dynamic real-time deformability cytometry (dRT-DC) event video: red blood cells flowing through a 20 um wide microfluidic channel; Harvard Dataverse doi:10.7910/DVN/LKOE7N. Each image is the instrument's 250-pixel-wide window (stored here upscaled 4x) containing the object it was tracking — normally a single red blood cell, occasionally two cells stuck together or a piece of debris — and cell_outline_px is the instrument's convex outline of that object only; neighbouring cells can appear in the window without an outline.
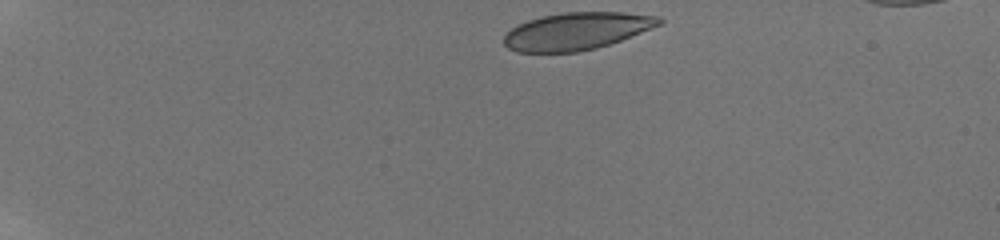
{"species": "human", "species_latin": "Homo sapiens", "temperature_condition": "room temperature", "stored_images_in_passage": 8, "camera_frame_rate_fps": 3000, "um_per_image_px": 0.085, "donor": {"sex": "male"}, "frame": {"image": 1, "passage_image": 1, "time_ms": 0.0, "image_size_px": [1000, 240], "cell_outline_px": [[664, 20], [660, 24], [620, 40], [596, 48], [576, 52], [516, 52], [508, 48], [504, 44], [504, 36], [516, 24], [540, 16], [564, 12], [624, 12], [660, 16]], "centroid_in_image_um": [48.98, 2.63], "position_along_channel_um": 36.0, "area_um2": 33.64}}